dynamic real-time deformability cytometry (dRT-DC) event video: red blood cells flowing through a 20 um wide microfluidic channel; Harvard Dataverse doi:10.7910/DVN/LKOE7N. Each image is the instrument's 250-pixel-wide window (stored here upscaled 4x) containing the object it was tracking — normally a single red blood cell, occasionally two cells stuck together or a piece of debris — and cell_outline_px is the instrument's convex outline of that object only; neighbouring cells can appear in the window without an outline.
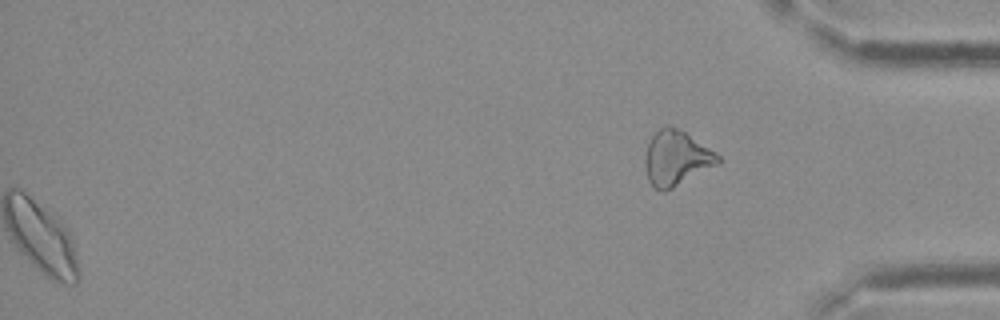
{"species": "Egyptian fruit bat (a non-hibernating species)", "species_latin": "Rousettus aegyptiacus", "temperature_condition": "cold", "stored_images_in_passage": 36, "segment_of_instrument_passage": [2, 2], "camera_frame_rate_fps": 3000, "um_per_image_px": 0.085, "frame": {"image": 1, "passage_image": 36, "time_ms": 11.667, "image_size_px": [1000, 320], "cell_outline_px": [[720, 164], [664, 192], [660, 192], [648, 180], [644, 160], [644, 156], [648, 144], [652, 136], [660, 128], [668, 124], [680, 128], [716, 152], [720, 156]], "centroid_in_image_um": [57.5, 13.43], "position_along_channel_um": 377.7, "area_um2": 23.52}}